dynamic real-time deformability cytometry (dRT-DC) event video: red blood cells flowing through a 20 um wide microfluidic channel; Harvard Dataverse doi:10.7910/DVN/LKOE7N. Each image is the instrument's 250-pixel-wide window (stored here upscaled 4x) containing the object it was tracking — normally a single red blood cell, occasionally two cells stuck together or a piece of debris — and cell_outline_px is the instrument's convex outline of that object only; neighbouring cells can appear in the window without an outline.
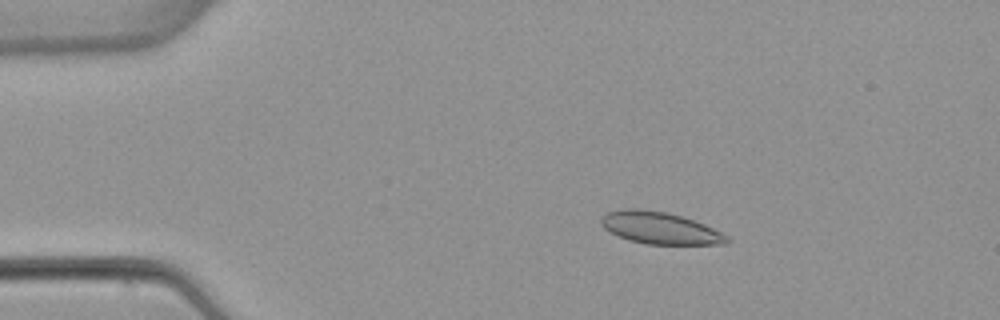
{"species": "common noctule bat (a hibernating species)", "species_latin": "Nyctalus noctula", "temperature_condition": "warm", "stored_images_in_passage": 53, "camera_frame_rate_fps": 3000, "um_per_image_px": 0.085, "animal": {"sex": "female", "body_mass_g": 22.7, "forearm_length_mm": 54.2}, "frame": {"image": 1, "passage_image": 10, "time_ms": 3.0, "image_size_px": [1000, 320], "cell_outline_px": [[732, 240], [728, 244], [644, 244], [628, 240], [604, 228], [600, 224], [600, 220], [608, 212], [624, 208], [640, 208], [668, 212], [704, 224], [728, 236]], "centroid_in_image_um": [56.1, 19.38], "position_along_channel_um": 28.9, "area_um2": 23.41}}
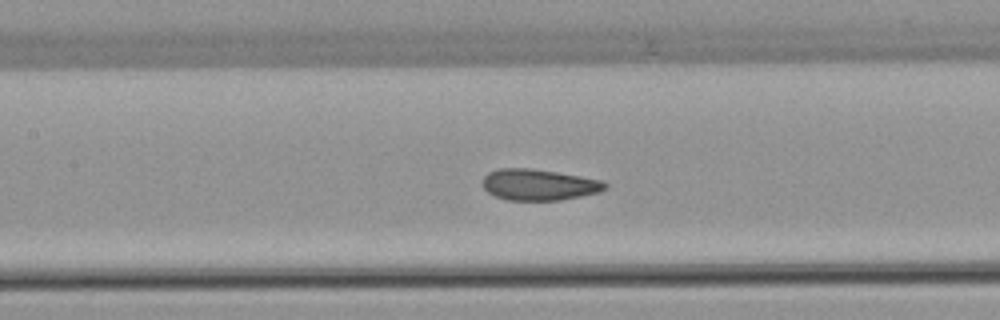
{"frame": {"image": 2, "passage_image": 25, "time_ms": 8.0, "image_size_px": [1000, 320], "cell_outline_px": [[608, 188], [600, 192], [560, 200], [508, 200], [496, 196], [488, 192], [484, 188], [484, 176], [488, 172], [500, 168], [532, 168], [604, 180], [608, 184]], "centroid_in_image_um": [45.85, 15.69], "position_along_channel_um": 161.6, "area_um2": 22.25}}
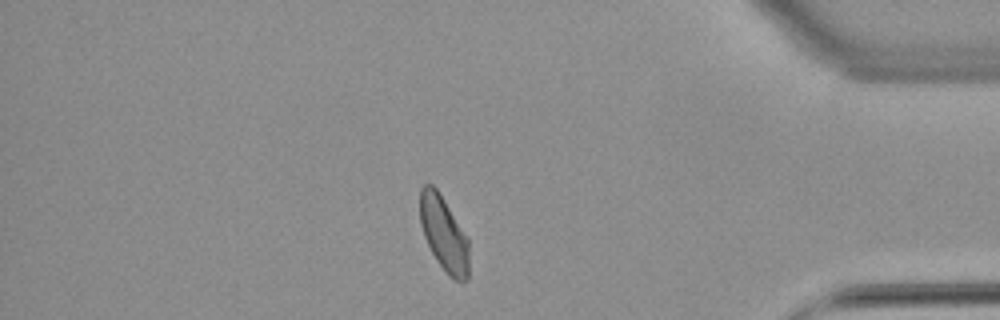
{"frame": {"image": 3, "passage_image": 46, "time_ms": 15.0, "image_size_px": [1000, 320], "cell_outline_px": [[468, 280], [452, 280], [448, 276], [436, 260], [424, 236], [420, 224], [420, 188], [424, 184], [432, 184], [436, 188], [444, 200], [468, 240]], "centroid_in_image_um": [37.7, 19.88], "position_along_channel_um": 397.5, "area_um2": 21.04}, "authors_computed_cell_mechanics": {"area_um2": 22.5998, "velocity_mm_per_s": 3.851, "shape_relaxation_time_tau1_ms": 5.6683, "shape_relaxation_time_tau2_ms": 0.5563, "deformation_change_tau1": 0.1256, "deformation_change_tau2": 0.0478}}